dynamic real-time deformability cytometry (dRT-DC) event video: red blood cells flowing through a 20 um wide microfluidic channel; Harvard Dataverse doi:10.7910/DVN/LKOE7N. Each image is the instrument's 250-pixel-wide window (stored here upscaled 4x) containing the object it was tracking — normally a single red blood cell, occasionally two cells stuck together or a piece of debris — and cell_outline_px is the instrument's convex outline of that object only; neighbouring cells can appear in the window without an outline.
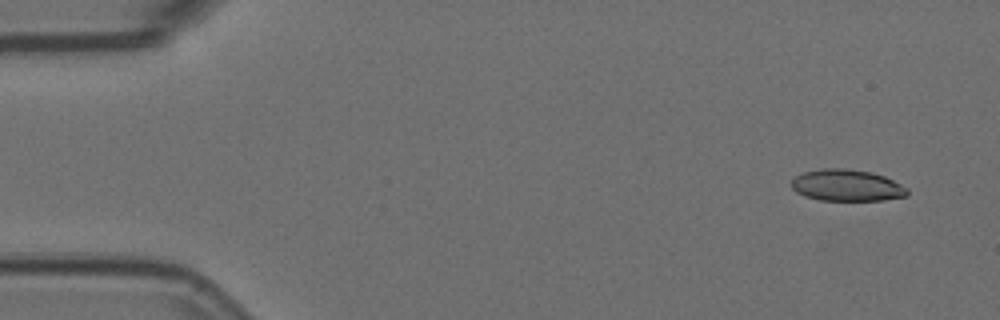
{"species": "Egyptian fruit bat (a non-hibernating species)", "species_latin": "Rousettus aegyptiacus", "temperature_condition": "room temperature", "stored_images_in_passage": 12, "camera_frame_rate_fps": 3000, "um_per_image_px": 0.085, "animal": {"sex": "female"}, "frame": {"image": 1, "passage_image": 1, "time_ms": 0.0, "image_size_px": [1000, 320], "cell_outline_px": [[908, 196], [884, 200], [820, 200], [804, 196], [796, 192], [792, 188], [792, 180], [796, 176], [804, 172], [820, 168], [844, 168], [872, 172], [884, 176], [908, 188]], "centroid_in_image_um": [71.98, 15.75], "position_along_channel_um": 13.0, "area_um2": 21.39}}
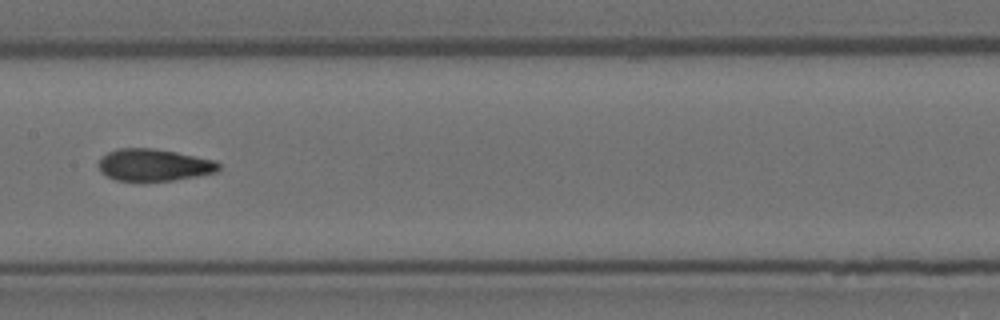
{"frame": {"image": 2, "passage_image": 7, "time_ms": 2.0, "image_size_px": [1000, 320], "cell_outline_px": [[220, 168], [216, 172], [176, 180], [116, 180], [100, 172], [100, 160], [108, 152], [116, 148], [152, 148], [176, 152], [216, 160], [220, 164]], "centroid_in_image_um": [13.12, 14.01], "position_along_channel_um": 194.3, "area_um2": 22.2}}
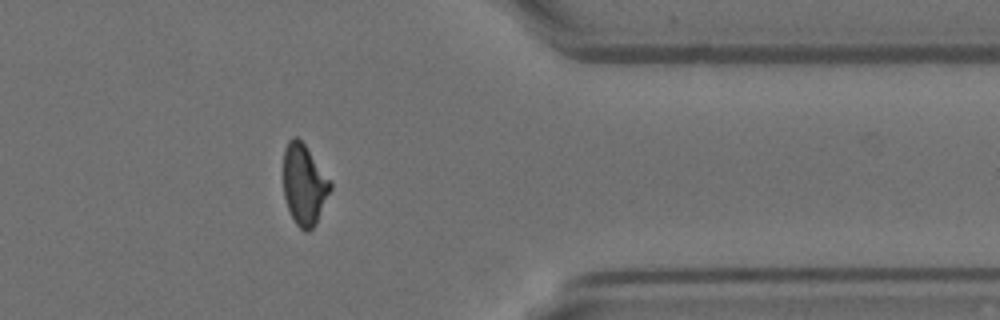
{"frame": {"image": 3, "passage_image": 12, "time_ms": 3.667, "image_size_px": [1000, 320], "cell_outline_px": [[332, 188], [316, 224], [308, 232], [304, 232], [296, 224], [288, 208], [284, 196], [284, 148], [288, 140], [292, 136], [296, 136], [304, 144], [332, 184]], "centroid_in_image_um": [25.85, 15.71], "position_along_channel_um": 385.6, "area_um2": 21.85}}